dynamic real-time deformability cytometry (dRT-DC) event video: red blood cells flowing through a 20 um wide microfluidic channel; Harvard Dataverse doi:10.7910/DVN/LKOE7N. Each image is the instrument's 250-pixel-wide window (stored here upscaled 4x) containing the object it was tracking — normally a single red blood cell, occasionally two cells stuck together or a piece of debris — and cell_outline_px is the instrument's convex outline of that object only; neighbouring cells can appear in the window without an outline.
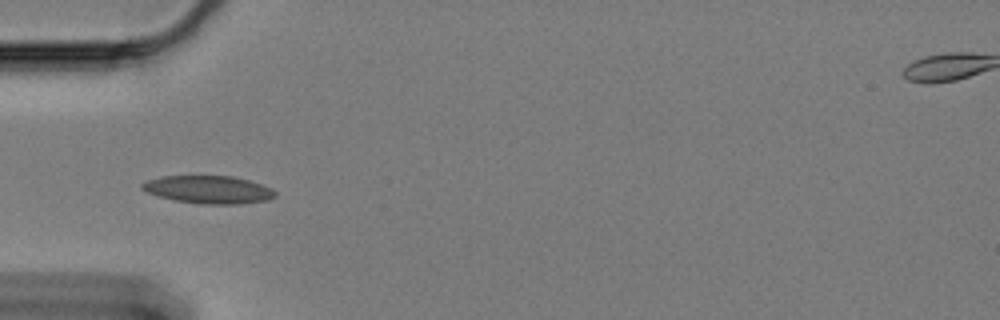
{"species": "Egyptian fruit bat (a non-hibernating species)", "species_latin": "Rousettus aegyptiacus", "temperature_condition": "cold", "stored_images_in_passage": 15, "camera_frame_rate_fps": 3000, "um_per_image_px": 0.085, "animal": {"sex": "female"}, "frame": {"image": 1, "passage_image": 1, "time_ms": 0.0, "image_size_px": [1000, 320], "cell_outline_px": [[276, 196], [268, 200], [240, 204], [200, 204], [176, 200], [156, 196], [140, 188], [140, 184], [148, 180], [160, 176], [232, 176], [248, 180], [272, 188], [276, 192]], "centroid_in_image_um": [17.72, 16.12], "position_along_channel_um": 67.3, "area_um2": 21.62}}
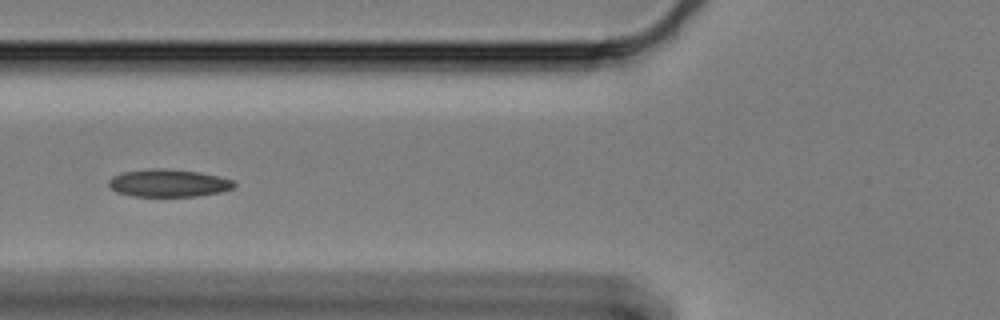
{"frame": {"image": 2, "passage_image": 5, "time_ms": 1.333, "image_size_px": [1000, 320], "cell_outline_px": [[236, 184], [232, 188], [220, 192], [196, 196], [132, 196], [116, 192], [108, 184], [108, 180], [112, 176], [124, 172], [148, 168], [164, 168], [200, 172], [220, 176], [232, 180]], "centroid_in_image_um": [14.31, 15.55], "position_along_channel_um": 111.5, "area_um2": 20.23}}